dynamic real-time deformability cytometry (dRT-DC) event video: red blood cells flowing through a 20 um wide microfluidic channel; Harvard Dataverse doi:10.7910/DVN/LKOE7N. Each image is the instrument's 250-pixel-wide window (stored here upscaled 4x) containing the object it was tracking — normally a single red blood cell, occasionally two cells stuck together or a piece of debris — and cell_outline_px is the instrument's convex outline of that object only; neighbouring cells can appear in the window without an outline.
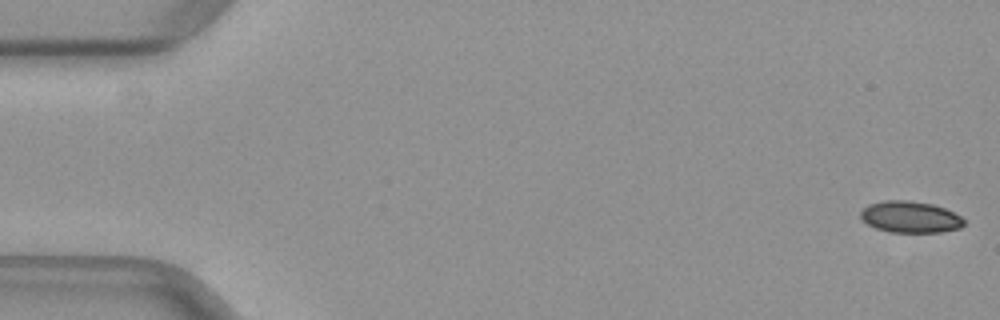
{"species": "common noctule bat (a hibernating species)", "species_latin": "Nyctalus noctula", "temperature_condition": "warm", "stored_images_in_passage": 50, "camera_frame_rate_fps": 3000, "um_per_image_px": 0.085, "animal": {"sex": "female", "body_mass_g": 29.2, "forearm_length_mm": 56.3}, "frame": {"image": 1, "passage_image": 1, "time_ms": 0.0, "image_size_px": [1000, 320], "cell_outline_px": [[964, 224], [960, 228], [940, 232], [888, 232], [876, 228], [860, 220], [860, 212], [868, 204], [884, 200], [908, 200], [932, 204], [944, 208], [960, 216], [964, 220]], "centroid_in_image_um": [77.33, 18.44], "position_along_channel_um": 7.7, "area_um2": 19.02}}
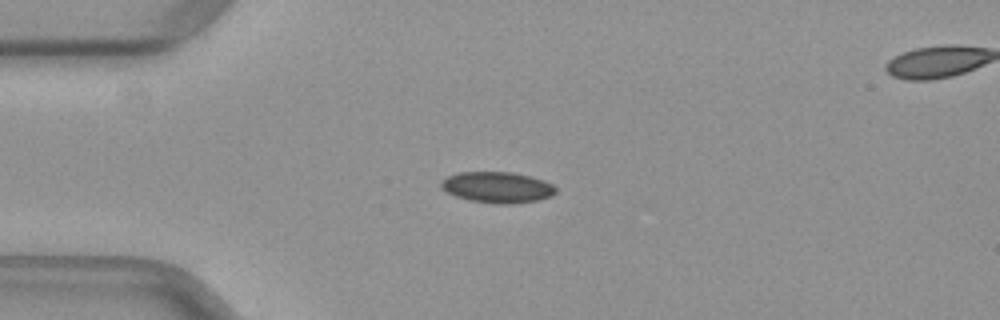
{"frame": {"image": 2, "passage_image": 13, "time_ms": 4.0, "image_size_px": [1000, 320], "cell_outline_px": [[556, 192], [552, 196], [536, 200], [512, 204], [492, 204], [468, 200], [456, 196], [440, 188], [440, 180], [456, 172], [512, 172], [532, 176], [544, 180], [552, 184], [556, 188]], "centroid_in_image_um": [42.26, 15.92], "position_along_channel_um": 42.7, "area_um2": 20.98}}